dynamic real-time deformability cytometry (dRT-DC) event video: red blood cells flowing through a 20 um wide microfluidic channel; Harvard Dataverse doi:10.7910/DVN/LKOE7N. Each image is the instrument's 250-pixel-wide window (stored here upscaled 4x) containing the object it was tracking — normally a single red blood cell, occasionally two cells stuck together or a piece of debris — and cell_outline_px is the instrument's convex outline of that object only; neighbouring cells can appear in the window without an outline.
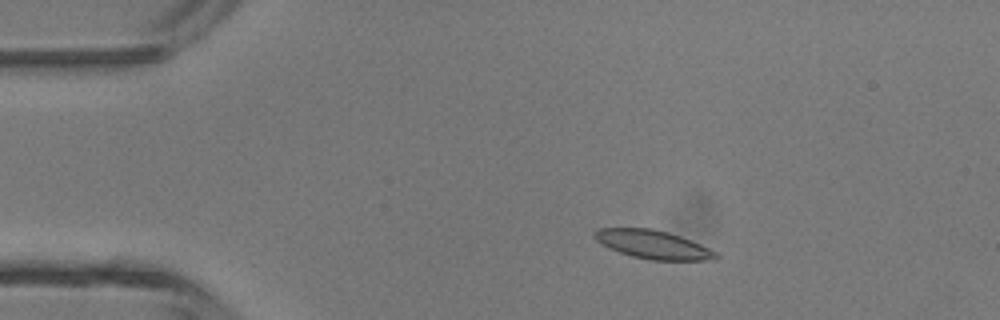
{"species": "common noctule bat (a hibernating species)", "species_latin": "Nyctalus noctula", "temperature_condition": "room temperature", "stored_images_in_passage": 2, "camera_frame_rate_fps": 3000, "um_per_image_px": 0.085, "animal": {"sex": "male", "body_mass_g": 13.3}, "frame": {"image": 1, "passage_image": 2, "time_ms": 0.333, "image_size_px": [1000, 320], "cell_outline_px": [[720, 256], [716, 260], [648, 260], [632, 256], [608, 248], [600, 244], [592, 236], [592, 232], [596, 228], [652, 228], [668, 232], [680, 236], [700, 244], [716, 252]], "centroid_in_image_um": [55.46, 20.78], "position_along_channel_um": 29.5, "area_um2": 20.35}}